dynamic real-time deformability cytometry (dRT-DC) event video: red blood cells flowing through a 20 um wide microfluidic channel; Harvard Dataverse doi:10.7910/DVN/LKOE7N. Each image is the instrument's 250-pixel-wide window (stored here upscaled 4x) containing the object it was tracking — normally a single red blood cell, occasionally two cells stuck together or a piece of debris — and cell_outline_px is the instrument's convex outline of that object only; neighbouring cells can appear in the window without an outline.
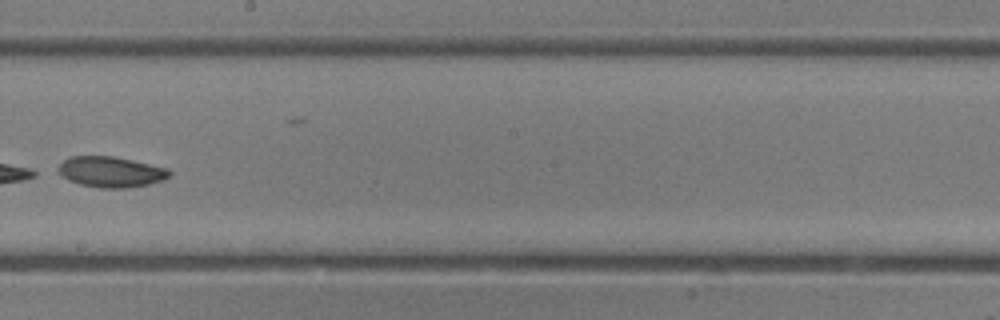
{"species": "common noctule bat (a hibernating species)", "species_latin": "Nyctalus noctula", "temperature_condition": "room temperature", "stored_images_in_passage": 34, "camera_frame_rate_fps": 3000, "um_per_image_px": 0.085, "animal": {"sex": "female"}, "frame": {"image": 1, "passage_image": 20, "time_ms": 6.333, "image_size_px": [1000, 320], "cell_outline_px": [[172, 172], [164, 180], [148, 184], [128, 188], [100, 188], [80, 184], [68, 180], [52, 172], [68, 156], [112, 156], [132, 160], [168, 168]], "centroid_in_image_um": [9.35, 14.61], "position_along_channel_um": 238.8, "area_um2": 20.17}}